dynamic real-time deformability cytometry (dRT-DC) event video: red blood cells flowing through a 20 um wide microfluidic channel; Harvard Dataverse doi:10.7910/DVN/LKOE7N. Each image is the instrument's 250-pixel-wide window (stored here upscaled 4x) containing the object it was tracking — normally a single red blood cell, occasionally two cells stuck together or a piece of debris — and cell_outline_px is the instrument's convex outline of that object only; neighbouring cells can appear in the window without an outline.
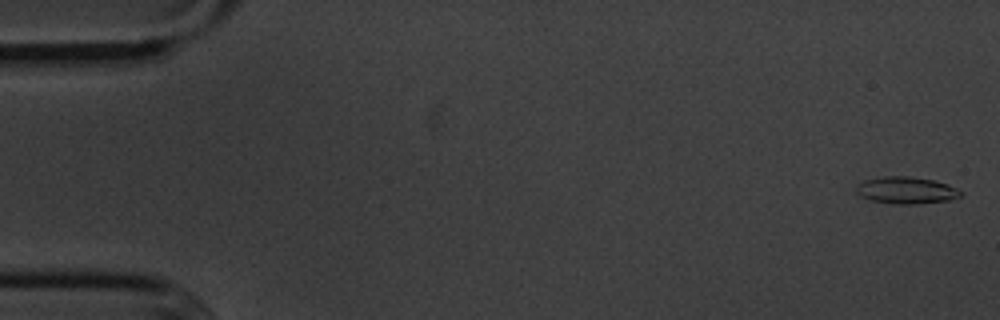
{"species": "common noctule bat (a hibernating species)", "species_latin": "Nyctalus noctula", "temperature_condition": "cold", "stored_images_in_passage": 7, "camera_frame_rate_fps": 3000, "um_per_image_px": 0.085, "animal": {"sex": "male", "body_mass_g": 20.1, "forearm_length_mm": 53.5}, "frame": {"image": 1, "passage_image": 1, "time_ms": 0.0, "image_size_px": [1000, 320], "cell_outline_px": [[964, 192], [960, 196], [948, 200], [916, 204], [896, 204], [872, 200], [860, 196], [856, 192], [856, 184], [864, 180], [884, 176], [908, 176], [932, 180], [948, 184]], "centroid_in_image_um": [77.01, 16.17], "position_along_channel_um": 8.0, "area_um2": 16.36}}
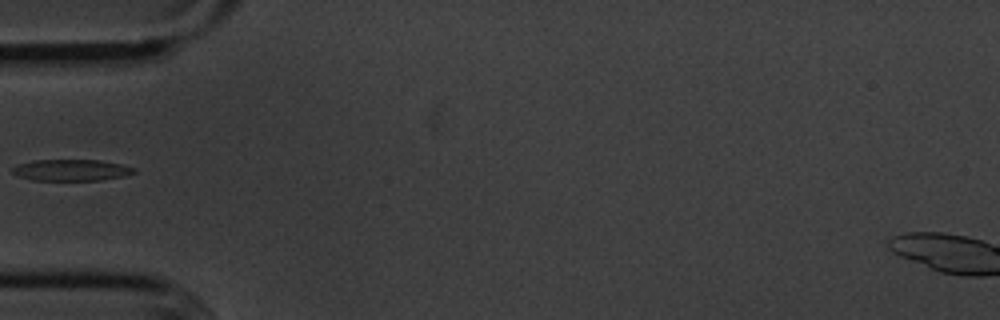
{"frame": {"image": 2, "passage_image": 6, "time_ms": 5.667, "image_size_px": [1000, 320], "cell_outline_px": [[136, 172], [124, 176], [100, 180], [32, 180], [20, 176], [12, 172], [12, 168], [20, 164], [32, 160], [100, 160], [120, 164], [136, 168]], "centroid_in_image_um": [6.09, 14.45], "position_along_channel_um": 78.9, "area_um2": 15.03}}
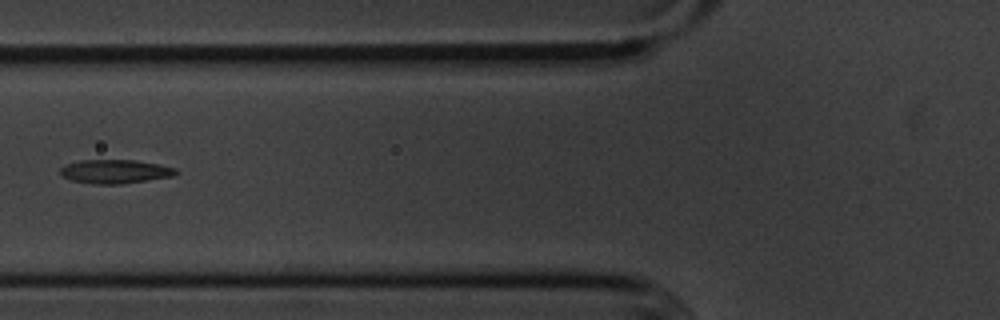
{"frame": {"image": 3, "passage_image": 7, "time_ms": 6.667, "image_size_px": [1000, 320], "cell_outline_px": [[180, 172], [172, 176], [120, 184], [96, 184], [72, 180], [64, 176], [60, 172], [60, 168], [64, 164], [80, 160], [136, 160], [160, 164], [176, 168]], "centroid_in_image_um": [9.8, 14.56], "position_along_channel_um": 116.0, "area_um2": 16.01}}